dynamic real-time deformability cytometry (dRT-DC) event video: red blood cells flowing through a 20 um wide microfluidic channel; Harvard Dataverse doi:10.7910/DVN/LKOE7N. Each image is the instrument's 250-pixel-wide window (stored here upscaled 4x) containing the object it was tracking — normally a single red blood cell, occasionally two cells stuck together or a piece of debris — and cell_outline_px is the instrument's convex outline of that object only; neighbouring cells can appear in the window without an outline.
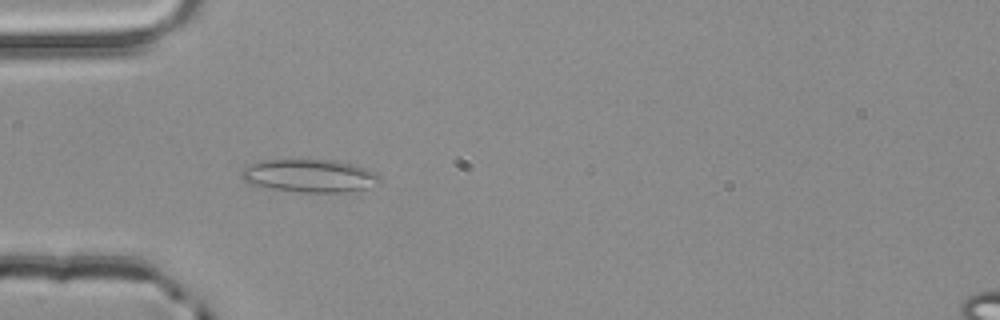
{"species": "common noctule bat (a hibernating species)", "species_latin": "Nyctalus noctula", "temperature_condition": "room temperature", "stored_images_in_passage": 3, "camera_frame_rate_fps": 3000, "um_per_image_px": 0.085, "animal": {"sex": "male", "body_mass_g": 20.4}, "frame": {"image": 1, "passage_image": 3, "time_ms": 0.667, "image_size_px": [1000, 320], "cell_outline_px": [[380, 180], [368, 188], [344, 192], [304, 192], [272, 188], [248, 184], [240, 176], [240, 172], [248, 164], [256, 160], [332, 160], [352, 164], [364, 168], [380, 176]], "centroid_in_image_um": [26.24, 14.93], "position_along_channel_um": 58.8, "area_um2": 26.36}}